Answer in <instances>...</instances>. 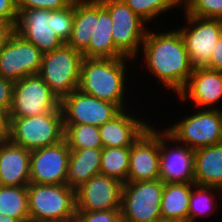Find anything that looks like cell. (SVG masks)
<instances>
[{"instance_id": "obj_1", "label": "cell", "mask_w": 222, "mask_h": 222, "mask_svg": "<svg viewBox=\"0 0 222 222\" xmlns=\"http://www.w3.org/2000/svg\"><path fill=\"white\" fill-rule=\"evenodd\" d=\"M142 46L151 74L179 95L194 70L180 32L156 34L147 29Z\"/></svg>"}, {"instance_id": "obj_2", "label": "cell", "mask_w": 222, "mask_h": 222, "mask_svg": "<svg viewBox=\"0 0 222 222\" xmlns=\"http://www.w3.org/2000/svg\"><path fill=\"white\" fill-rule=\"evenodd\" d=\"M126 60L121 58H85L82 61L78 90L124 110Z\"/></svg>"}, {"instance_id": "obj_3", "label": "cell", "mask_w": 222, "mask_h": 222, "mask_svg": "<svg viewBox=\"0 0 222 222\" xmlns=\"http://www.w3.org/2000/svg\"><path fill=\"white\" fill-rule=\"evenodd\" d=\"M28 204L30 222H74L75 189L65 184L30 183Z\"/></svg>"}, {"instance_id": "obj_4", "label": "cell", "mask_w": 222, "mask_h": 222, "mask_svg": "<svg viewBox=\"0 0 222 222\" xmlns=\"http://www.w3.org/2000/svg\"><path fill=\"white\" fill-rule=\"evenodd\" d=\"M8 139L27 150H35L64 140V121L61 107L56 111L32 117H8Z\"/></svg>"}, {"instance_id": "obj_5", "label": "cell", "mask_w": 222, "mask_h": 222, "mask_svg": "<svg viewBox=\"0 0 222 222\" xmlns=\"http://www.w3.org/2000/svg\"><path fill=\"white\" fill-rule=\"evenodd\" d=\"M83 59L81 52L66 43L42 55L39 75L60 102L78 89Z\"/></svg>"}, {"instance_id": "obj_6", "label": "cell", "mask_w": 222, "mask_h": 222, "mask_svg": "<svg viewBox=\"0 0 222 222\" xmlns=\"http://www.w3.org/2000/svg\"><path fill=\"white\" fill-rule=\"evenodd\" d=\"M165 183L160 180L125 182L122 186L123 222H156L161 217V200Z\"/></svg>"}, {"instance_id": "obj_7", "label": "cell", "mask_w": 222, "mask_h": 222, "mask_svg": "<svg viewBox=\"0 0 222 222\" xmlns=\"http://www.w3.org/2000/svg\"><path fill=\"white\" fill-rule=\"evenodd\" d=\"M171 142H181L191 149L222 143V110L199 111L166 130ZM188 144V145H187Z\"/></svg>"}, {"instance_id": "obj_8", "label": "cell", "mask_w": 222, "mask_h": 222, "mask_svg": "<svg viewBox=\"0 0 222 222\" xmlns=\"http://www.w3.org/2000/svg\"><path fill=\"white\" fill-rule=\"evenodd\" d=\"M59 108L60 101L39 74L14 82L8 117H32Z\"/></svg>"}, {"instance_id": "obj_9", "label": "cell", "mask_w": 222, "mask_h": 222, "mask_svg": "<svg viewBox=\"0 0 222 222\" xmlns=\"http://www.w3.org/2000/svg\"><path fill=\"white\" fill-rule=\"evenodd\" d=\"M112 20L115 47L125 56L133 58L143 44L147 30L142 18L135 14L123 0H100Z\"/></svg>"}, {"instance_id": "obj_10", "label": "cell", "mask_w": 222, "mask_h": 222, "mask_svg": "<svg viewBox=\"0 0 222 222\" xmlns=\"http://www.w3.org/2000/svg\"><path fill=\"white\" fill-rule=\"evenodd\" d=\"M43 53L16 31L0 48V75L13 82L39 74Z\"/></svg>"}, {"instance_id": "obj_11", "label": "cell", "mask_w": 222, "mask_h": 222, "mask_svg": "<svg viewBox=\"0 0 222 222\" xmlns=\"http://www.w3.org/2000/svg\"><path fill=\"white\" fill-rule=\"evenodd\" d=\"M186 15L187 23L191 27H183L178 31L183 38L192 66L194 68L205 67L222 34V19Z\"/></svg>"}, {"instance_id": "obj_12", "label": "cell", "mask_w": 222, "mask_h": 222, "mask_svg": "<svg viewBox=\"0 0 222 222\" xmlns=\"http://www.w3.org/2000/svg\"><path fill=\"white\" fill-rule=\"evenodd\" d=\"M60 107L64 124H90L97 127L112 120L122 111L116 104L100 100L78 89L66 96L60 102Z\"/></svg>"}, {"instance_id": "obj_13", "label": "cell", "mask_w": 222, "mask_h": 222, "mask_svg": "<svg viewBox=\"0 0 222 222\" xmlns=\"http://www.w3.org/2000/svg\"><path fill=\"white\" fill-rule=\"evenodd\" d=\"M122 186L117 179L94 175L75 189L76 211L120 210Z\"/></svg>"}, {"instance_id": "obj_14", "label": "cell", "mask_w": 222, "mask_h": 222, "mask_svg": "<svg viewBox=\"0 0 222 222\" xmlns=\"http://www.w3.org/2000/svg\"><path fill=\"white\" fill-rule=\"evenodd\" d=\"M71 150L66 141L38 148L30 155V183L65 184Z\"/></svg>"}, {"instance_id": "obj_15", "label": "cell", "mask_w": 222, "mask_h": 222, "mask_svg": "<svg viewBox=\"0 0 222 222\" xmlns=\"http://www.w3.org/2000/svg\"><path fill=\"white\" fill-rule=\"evenodd\" d=\"M159 132L149 126L130 147L127 182L159 179Z\"/></svg>"}, {"instance_id": "obj_16", "label": "cell", "mask_w": 222, "mask_h": 222, "mask_svg": "<svg viewBox=\"0 0 222 222\" xmlns=\"http://www.w3.org/2000/svg\"><path fill=\"white\" fill-rule=\"evenodd\" d=\"M166 140L170 141L165 129L159 132V179L164 183H195V150L180 143L169 149Z\"/></svg>"}, {"instance_id": "obj_17", "label": "cell", "mask_w": 222, "mask_h": 222, "mask_svg": "<svg viewBox=\"0 0 222 222\" xmlns=\"http://www.w3.org/2000/svg\"><path fill=\"white\" fill-rule=\"evenodd\" d=\"M50 10L21 9L15 31L34 44L43 54L61 47L64 42L50 29Z\"/></svg>"}, {"instance_id": "obj_18", "label": "cell", "mask_w": 222, "mask_h": 222, "mask_svg": "<svg viewBox=\"0 0 222 222\" xmlns=\"http://www.w3.org/2000/svg\"><path fill=\"white\" fill-rule=\"evenodd\" d=\"M30 155V150L12 143L8 138L0 140V185L28 186Z\"/></svg>"}, {"instance_id": "obj_19", "label": "cell", "mask_w": 222, "mask_h": 222, "mask_svg": "<svg viewBox=\"0 0 222 222\" xmlns=\"http://www.w3.org/2000/svg\"><path fill=\"white\" fill-rule=\"evenodd\" d=\"M189 95H188V92ZM182 100L189 97L199 109L210 108L222 98V71L206 67L194 68L189 81L179 94Z\"/></svg>"}, {"instance_id": "obj_20", "label": "cell", "mask_w": 222, "mask_h": 222, "mask_svg": "<svg viewBox=\"0 0 222 222\" xmlns=\"http://www.w3.org/2000/svg\"><path fill=\"white\" fill-rule=\"evenodd\" d=\"M122 110L112 120L99 126L103 148L131 147L141 134L149 127V123L138 120ZM142 121V122H141Z\"/></svg>"}, {"instance_id": "obj_21", "label": "cell", "mask_w": 222, "mask_h": 222, "mask_svg": "<svg viewBox=\"0 0 222 222\" xmlns=\"http://www.w3.org/2000/svg\"><path fill=\"white\" fill-rule=\"evenodd\" d=\"M112 20L100 0H95V28L88 48L82 53L85 58L125 57L116 47L112 36Z\"/></svg>"}, {"instance_id": "obj_22", "label": "cell", "mask_w": 222, "mask_h": 222, "mask_svg": "<svg viewBox=\"0 0 222 222\" xmlns=\"http://www.w3.org/2000/svg\"><path fill=\"white\" fill-rule=\"evenodd\" d=\"M102 148L71 150L65 185L76 189L94 175L100 174Z\"/></svg>"}, {"instance_id": "obj_23", "label": "cell", "mask_w": 222, "mask_h": 222, "mask_svg": "<svg viewBox=\"0 0 222 222\" xmlns=\"http://www.w3.org/2000/svg\"><path fill=\"white\" fill-rule=\"evenodd\" d=\"M195 184L222 189V143L195 150Z\"/></svg>"}, {"instance_id": "obj_24", "label": "cell", "mask_w": 222, "mask_h": 222, "mask_svg": "<svg viewBox=\"0 0 222 222\" xmlns=\"http://www.w3.org/2000/svg\"><path fill=\"white\" fill-rule=\"evenodd\" d=\"M95 28V0H75L74 20L67 45L83 53L89 46Z\"/></svg>"}, {"instance_id": "obj_25", "label": "cell", "mask_w": 222, "mask_h": 222, "mask_svg": "<svg viewBox=\"0 0 222 222\" xmlns=\"http://www.w3.org/2000/svg\"><path fill=\"white\" fill-rule=\"evenodd\" d=\"M195 183H165L161 217L188 222L189 200Z\"/></svg>"}, {"instance_id": "obj_26", "label": "cell", "mask_w": 222, "mask_h": 222, "mask_svg": "<svg viewBox=\"0 0 222 222\" xmlns=\"http://www.w3.org/2000/svg\"><path fill=\"white\" fill-rule=\"evenodd\" d=\"M0 214L30 222L27 186L0 185Z\"/></svg>"}, {"instance_id": "obj_27", "label": "cell", "mask_w": 222, "mask_h": 222, "mask_svg": "<svg viewBox=\"0 0 222 222\" xmlns=\"http://www.w3.org/2000/svg\"><path fill=\"white\" fill-rule=\"evenodd\" d=\"M130 147L102 148L100 174L127 182Z\"/></svg>"}, {"instance_id": "obj_28", "label": "cell", "mask_w": 222, "mask_h": 222, "mask_svg": "<svg viewBox=\"0 0 222 222\" xmlns=\"http://www.w3.org/2000/svg\"><path fill=\"white\" fill-rule=\"evenodd\" d=\"M64 140L70 150L103 148L99 127L90 124H64Z\"/></svg>"}, {"instance_id": "obj_29", "label": "cell", "mask_w": 222, "mask_h": 222, "mask_svg": "<svg viewBox=\"0 0 222 222\" xmlns=\"http://www.w3.org/2000/svg\"><path fill=\"white\" fill-rule=\"evenodd\" d=\"M126 5L145 22L153 20L160 13L171 9L183 0H123Z\"/></svg>"}, {"instance_id": "obj_30", "label": "cell", "mask_w": 222, "mask_h": 222, "mask_svg": "<svg viewBox=\"0 0 222 222\" xmlns=\"http://www.w3.org/2000/svg\"><path fill=\"white\" fill-rule=\"evenodd\" d=\"M194 188L197 189L193 191ZM211 190H221L222 192V189L214 186H203L197 184L193 186L189 200L188 222H195L199 215H204L206 214V211L208 212L211 210L210 208H213V196L209 197V195H212V193H209Z\"/></svg>"}, {"instance_id": "obj_31", "label": "cell", "mask_w": 222, "mask_h": 222, "mask_svg": "<svg viewBox=\"0 0 222 222\" xmlns=\"http://www.w3.org/2000/svg\"><path fill=\"white\" fill-rule=\"evenodd\" d=\"M74 20V2L60 10H50V25L57 36L67 43L70 38Z\"/></svg>"}, {"instance_id": "obj_32", "label": "cell", "mask_w": 222, "mask_h": 222, "mask_svg": "<svg viewBox=\"0 0 222 222\" xmlns=\"http://www.w3.org/2000/svg\"><path fill=\"white\" fill-rule=\"evenodd\" d=\"M183 4L188 15L222 19V0H183Z\"/></svg>"}, {"instance_id": "obj_33", "label": "cell", "mask_w": 222, "mask_h": 222, "mask_svg": "<svg viewBox=\"0 0 222 222\" xmlns=\"http://www.w3.org/2000/svg\"><path fill=\"white\" fill-rule=\"evenodd\" d=\"M74 222H123L120 210L76 211Z\"/></svg>"}, {"instance_id": "obj_34", "label": "cell", "mask_w": 222, "mask_h": 222, "mask_svg": "<svg viewBox=\"0 0 222 222\" xmlns=\"http://www.w3.org/2000/svg\"><path fill=\"white\" fill-rule=\"evenodd\" d=\"M75 0H16L18 12L21 9L60 10L70 6Z\"/></svg>"}, {"instance_id": "obj_35", "label": "cell", "mask_w": 222, "mask_h": 222, "mask_svg": "<svg viewBox=\"0 0 222 222\" xmlns=\"http://www.w3.org/2000/svg\"><path fill=\"white\" fill-rule=\"evenodd\" d=\"M13 90L14 82L0 75V108L4 109L7 113L11 105Z\"/></svg>"}, {"instance_id": "obj_36", "label": "cell", "mask_w": 222, "mask_h": 222, "mask_svg": "<svg viewBox=\"0 0 222 222\" xmlns=\"http://www.w3.org/2000/svg\"><path fill=\"white\" fill-rule=\"evenodd\" d=\"M17 19L16 0H0V20L11 21L16 25Z\"/></svg>"}, {"instance_id": "obj_37", "label": "cell", "mask_w": 222, "mask_h": 222, "mask_svg": "<svg viewBox=\"0 0 222 222\" xmlns=\"http://www.w3.org/2000/svg\"><path fill=\"white\" fill-rule=\"evenodd\" d=\"M208 69L222 71V34L213 48L209 63L205 66Z\"/></svg>"}, {"instance_id": "obj_38", "label": "cell", "mask_w": 222, "mask_h": 222, "mask_svg": "<svg viewBox=\"0 0 222 222\" xmlns=\"http://www.w3.org/2000/svg\"><path fill=\"white\" fill-rule=\"evenodd\" d=\"M15 32V24L11 21L0 20V48L9 40Z\"/></svg>"}, {"instance_id": "obj_39", "label": "cell", "mask_w": 222, "mask_h": 222, "mask_svg": "<svg viewBox=\"0 0 222 222\" xmlns=\"http://www.w3.org/2000/svg\"><path fill=\"white\" fill-rule=\"evenodd\" d=\"M9 133V119L8 113L0 108V140L8 138Z\"/></svg>"}, {"instance_id": "obj_40", "label": "cell", "mask_w": 222, "mask_h": 222, "mask_svg": "<svg viewBox=\"0 0 222 222\" xmlns=\"http://www.w3.org/2000/svg\"><path fill=\"white\" fill-rule=\"evenodd\" d=\"M0 222H20L16 218L9 217L8 215H2L0 214Z\"/></svg>"}, {"instance_id": "obj_41", "label": "cell", "mask_w": 222, "mask_h": 222, "mask_svg": "<svg viewBox=\"0 0 222 222\" xmlns=\"http://www.w3.org/2000/svg\"><path fill=\"white\" fill-rule=\"evenodd\" d=\"M156 222H184V221L175 220V219H163V218H161L160 220H158Z\"/></svg>"}]
</instances>
